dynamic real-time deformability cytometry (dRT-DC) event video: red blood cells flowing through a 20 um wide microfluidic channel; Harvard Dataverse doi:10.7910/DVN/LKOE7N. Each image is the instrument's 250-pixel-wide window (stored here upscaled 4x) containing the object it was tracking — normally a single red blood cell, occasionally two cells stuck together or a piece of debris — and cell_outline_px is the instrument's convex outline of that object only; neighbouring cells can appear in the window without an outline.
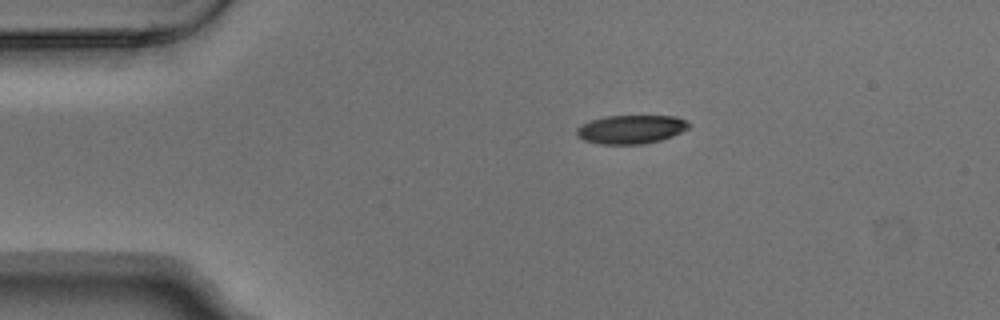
{"species": "Egyptian fruit bat (a non-hibernating species)", "species_latin": "Rousettus aegyptiacus", "temperature_condition": "warm", "stored_images_in_passage": 4, "camera_frame_rate_fps": 3000, "um_per_image_px": 0.085, "animal": {"sex": "male"}, "frame": {"image": 1, "passage_image": 1, "time_ms": 0.0, "image_size_px": [1000, 320], "cell_outline_px": [[692, 124], [688, 128], [672, 136], [660, 140], [644, 144], [600, 144], [584, 140], [576, 132], [576, 128], [592, 120], [604, 116], [676, 116], [688, 120]], "centroid_in_image_um": [53.69, 10.99], "position_along_channel_um": 31.3, "area_um2": 18.67}}
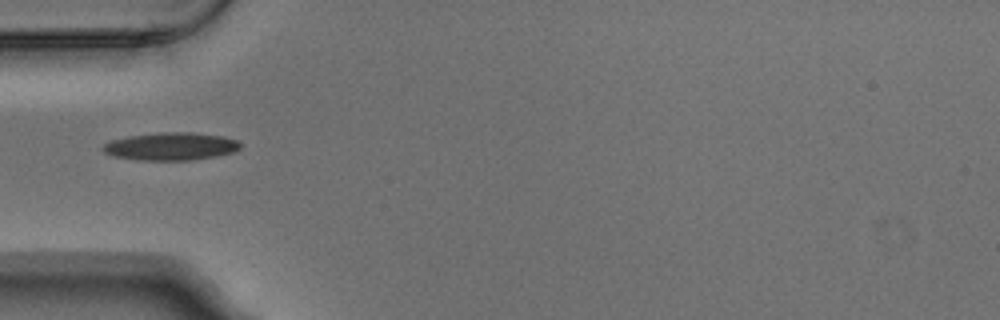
{"frame": {"image": 2, "passage_image": 3, "time_ms": 0.667, "image_size_px": [1000, 320], "cell_outline_px": [[240, 148], [232, 152], [216, 156], [188, 160], [136, 160], [112, 156], [104, 152], [100, 148], [104, 144], [112, 140], [128, 136], [168, 132], [188, 132], [224, 136], [236, 140], [240, 144]], "centroid_in_image_um": [14.49, 12.45], "position_along_channel_um": 70.5, "area_um2": 22.08}}
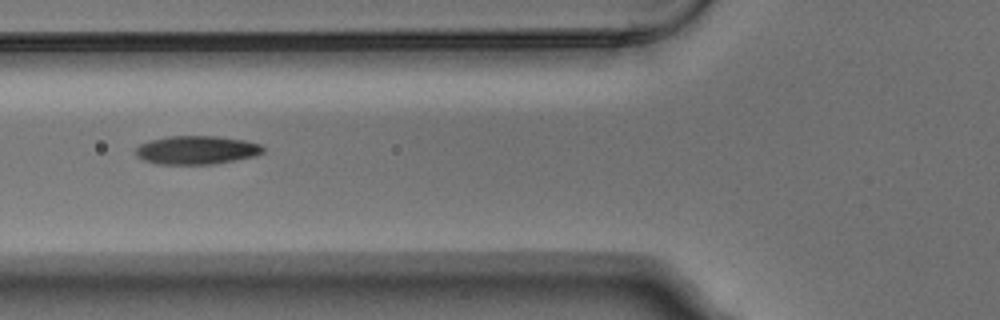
{"frame": {"image": 3, "passage_image": 4, "time_ms": 1.0, "image_size_px": [1000, 320], "cell_outline_px": [[264, 152], [256, 156], [212, 164], [160, 164], [144, 160], [136, 156], [136, 148], [140, 144], [148, 140], [168, 136], [220, 136], [244, 140], [260, 144], [264, 148]], "centroid_in_image_um": [16.71, 12.74], "position_along_channel_um": 109.1, "area_um2": 21.21}}